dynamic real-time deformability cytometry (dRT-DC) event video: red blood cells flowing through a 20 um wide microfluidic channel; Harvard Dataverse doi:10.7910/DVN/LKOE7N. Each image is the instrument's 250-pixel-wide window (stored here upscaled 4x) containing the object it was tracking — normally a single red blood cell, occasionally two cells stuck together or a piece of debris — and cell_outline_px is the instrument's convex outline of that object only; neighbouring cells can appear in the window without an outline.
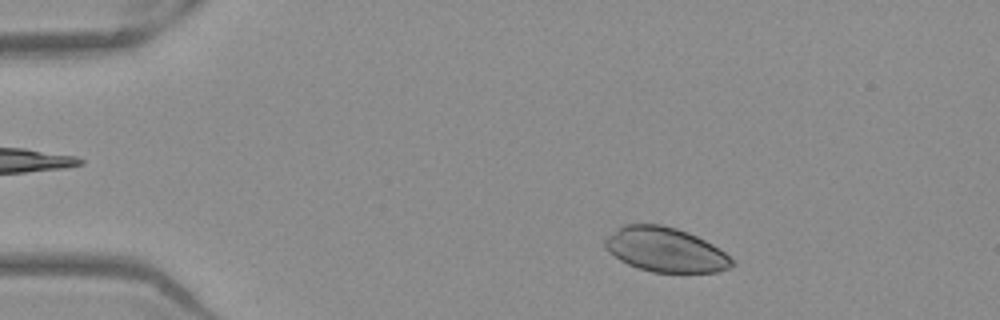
{"species": "Egyptian fruit bat (a non-hibernating species)", "species_latin": "Rousettus aegyptiacus", "temperature_condition": "warm", "stored_images_in_passage": 48, "camera_frame_rate_fps": 3000, "um_per_image_px": 0.085, "frame": {"image": 1, "passage_image": 5, "time_ms": 1.333, "image_size_px": [1000, 320], "cell_outline_px": [[732, 268], [716, 272], [652, 272], [628, 264], [620, 260], [604, 248], [604, 240], [608, 236], [624, 224], [660, 224], [676, 228], [688, 232], [712, 244], [724, 252], [732, 260]], "centroid_in_image_um": [56.54, 21.22], "position_along_channel_um": 28.5, "area_um2": 32.6}}
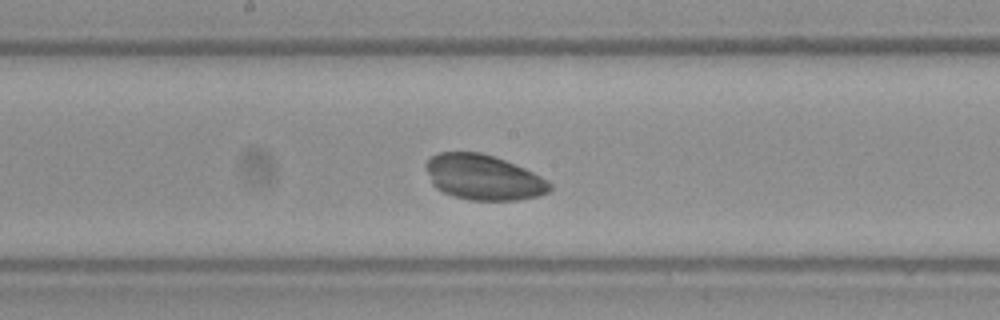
{"frame": {"image": 2, "passage_image": 24, "time_ms": 7.667, "image_size_px": [1000, 320], "cell_outline_px": [[552, 188], [548, 192], [540, 196], [516, 200], [468, 200], [452, 196], [436, 188], [432, 184], [424, 168], [424, 164], [436, 152], [480, 152], [504, 160], [524, 168], [548, 180], [552, 184]], "centroid_in_image_um": [41.06, 15.08], "position_along_channel_um": 207.1, "area_um2": 32.83}}
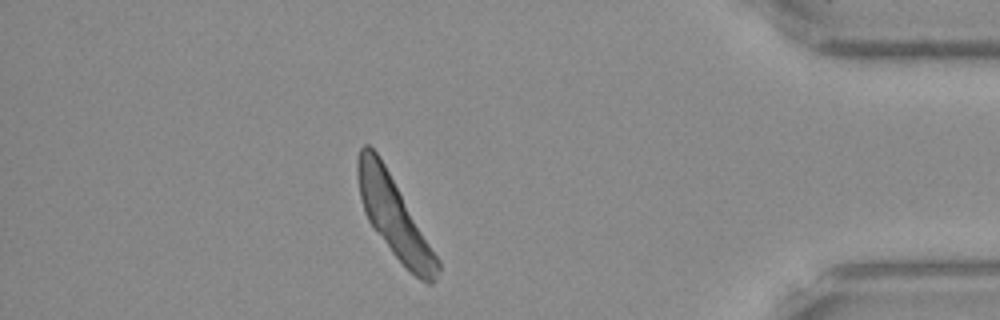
{"frame": {"image": 3, "passage_image": 42, "time_ms": 13.667, "image_size_px": [1000, 320], "cell_outline_px": [[440, 272], [436, 280], [432, 284], [428, 284], [420, 280], [392, 252], [368, 220], [364, 212], [360, 196], [356, 176], [356, 160], [360, 148], [364, 144], [368, 144], [376, 152], [384, 164], [440, 260]], "centroid_in_image_um": [33.5, 18.44], "position_along_channel_um": 401.7, "area_um2": 36.59}}